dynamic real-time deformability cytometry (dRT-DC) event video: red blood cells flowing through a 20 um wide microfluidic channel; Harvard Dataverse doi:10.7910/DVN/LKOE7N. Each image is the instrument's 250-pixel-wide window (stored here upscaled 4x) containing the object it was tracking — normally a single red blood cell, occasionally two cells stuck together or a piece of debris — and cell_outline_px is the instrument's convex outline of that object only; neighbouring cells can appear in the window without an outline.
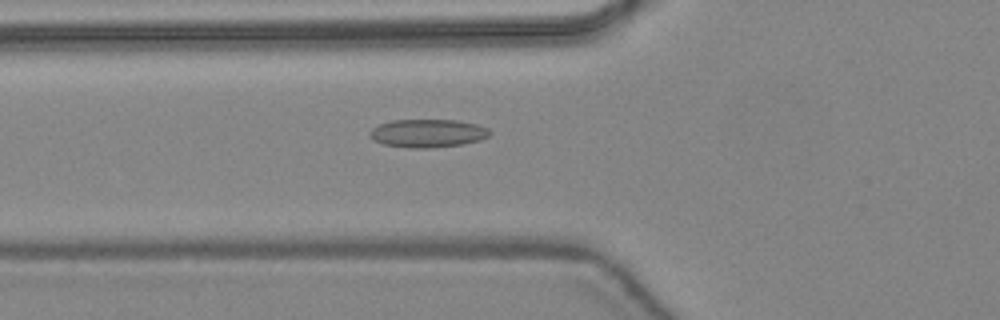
{"species": "common noctule bat (a hibernating species)", "species_latin": "Nyctalus noctula", "temperature_condition": "warm", "stored_images_in_passage": 47, "camera_frame_rate_fps": 3000, "um_per_image_px": 0.085, "animal": {"sex": "female", "body_mass_g": 24.6, "forearm_length_mm": 56.2}, "frame": {"image": 1, "passage_image": 18, "time_ms": 5.667, "image_size_px": [1000, 320], "cell_outline_px": [[492, 132], [488, 136], [480, 140], [464, 144], [432, 148], [408, 148], [384, 144], [372, 140], [368, 132], [372, 128], [380, 124], [392, 120], [456, 120], [476, 124], [488, 128]], "centroid_in_image_um": [36.35, 11.33], "position_along_channel_um": 89.5, "area_um2": 19.83}}
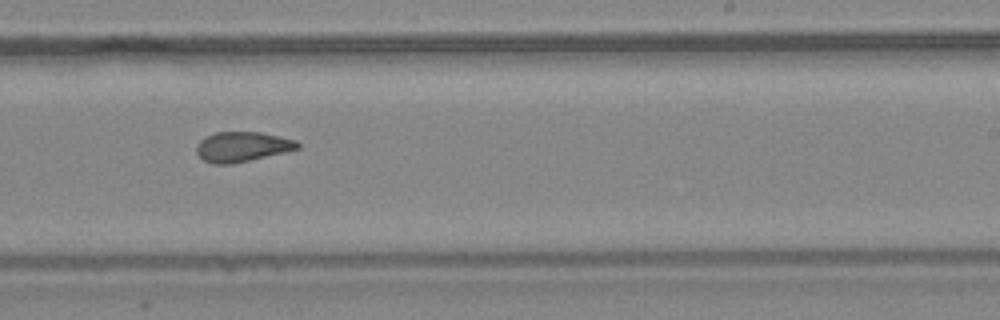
{"frame": {"image": 2, "passage_image": 30, "time_ms": 9.667, "image_size_px": [1000, 320], "cell_outline_px": [[300, 148], [284, 152], [232, 164], [212, 164], [204, 160], [196, 152], [196, 144], [204, 136], [216, 132], [260, 132], [296, 140], [300, 144]], "centroid_in_image_um": [20.55, 12.47], "position_along_channel_um": 268.4, "area_um2": 17.63}}
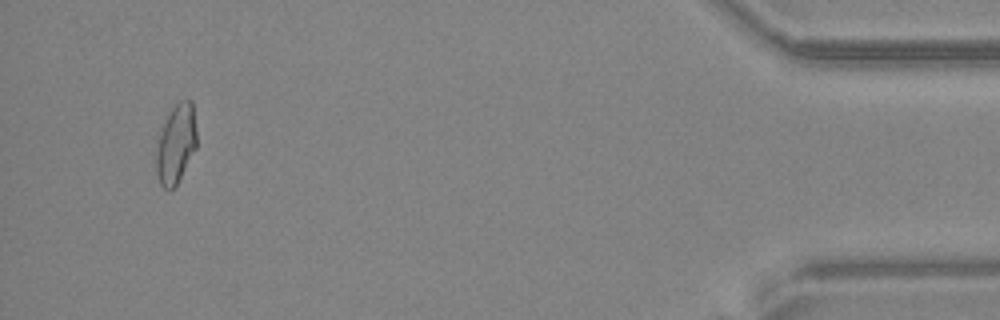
{"frame": {"image": 3, "passage_image": 45, "time_ms": 14.667, "image_size_px": [1000, 320], "cell_outline_px": [[196, 148], [176, 184], [168, 192], [160, 184], [156, 172], [156, 148], [160, 132], [168, 112], [180, 100], [188, 96], [192, 100], [196, 128]], "centroid_in_image_um": [14.95, 12.18], "position_along_channel_um": 420.2, "area_um2": 18.79}, "authors_computed_cell_mechanics": {"area_um2": 18.4382, "velocity_mm_per_s": 4.4599, "shape_relaxation_time_tau1_ms": null, "shape_relaxation_time_tau2_ms": 1.8727, "deformation_change_tau1": null, "deformation_change_tau2": 0.0813}}